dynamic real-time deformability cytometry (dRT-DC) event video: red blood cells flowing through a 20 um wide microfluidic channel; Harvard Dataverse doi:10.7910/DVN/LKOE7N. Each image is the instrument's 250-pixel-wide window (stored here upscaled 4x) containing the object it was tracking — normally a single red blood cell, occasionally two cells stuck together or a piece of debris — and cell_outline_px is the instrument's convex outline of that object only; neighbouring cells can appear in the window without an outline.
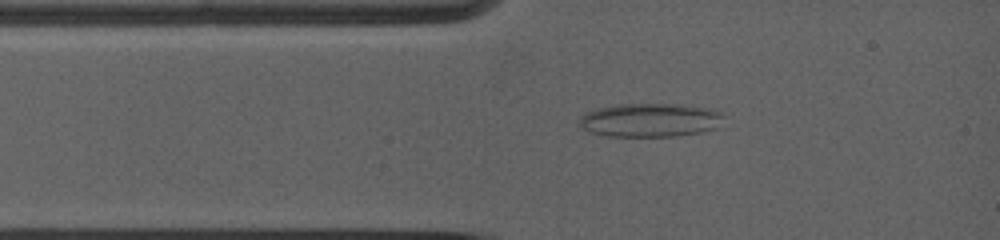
{"species": "common noctule bat (a hibernating species)", "species_latin": "Nyctalus noctula", "temperature_condition": "warm", "stored_images_in_passage": 6, "camera_frame_rate_fps": 5000, "um_per_image_px": 0.085, "animal": {"sex": "female", "body_mass_g": 19.0, "forearm_length_mm": 53.3}, "frame": {"image": 1, "passage_image": 3, "time_ms": 1.2, "image_size_px": [1000, 240], "cell_outline_px": [[724, 116], [716, 128], [700, 132], [676, 136], [608, 136], [588, 132], [580, 124], [580, 116], [584, 112], [596, 108], [620, 104], [680, 104], [712, 108], [720, 112]], "centroid_in_image_um": [55.25, 10.2], "position_along_channel_um": 29.7, "area_um2": 28.44}}
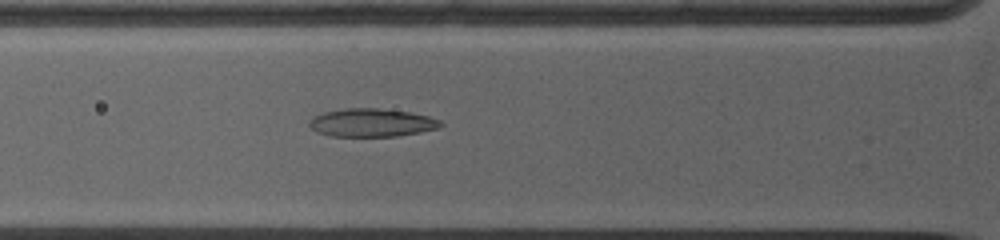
{"frame": {"image": 2, "passage_image": 6, "time_ms": 3.0, "image_size_px": [1000, 240], "cell_outline_px": [[444, 124], [440, 128], [420, 132], [396, 136], [332, 136], [316, 132], [308, 124], [308, 120], [312, 116], [324, 112], [348, 108], [376, 108], [408, 112], [428, 116], [440, 120]], "centroid_in_image_um": [31.58, 10.43], "position_along_channel_um": 94.2, "area_um2": 21.56}}